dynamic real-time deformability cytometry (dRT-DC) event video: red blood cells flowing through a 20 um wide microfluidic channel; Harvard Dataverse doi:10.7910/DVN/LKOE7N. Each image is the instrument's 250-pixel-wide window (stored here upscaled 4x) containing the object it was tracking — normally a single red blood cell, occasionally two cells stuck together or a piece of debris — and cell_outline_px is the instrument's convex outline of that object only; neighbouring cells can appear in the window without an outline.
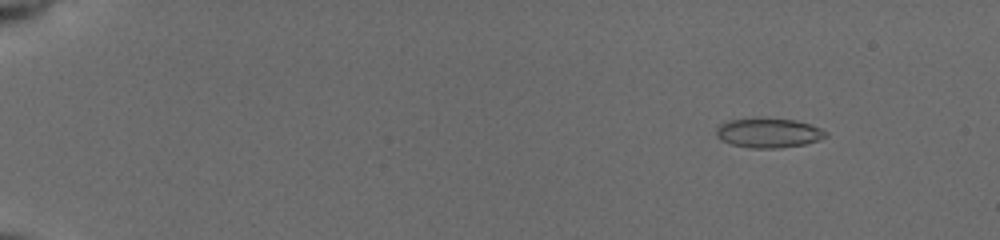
{"species": "common noctule bat (a hibernating species)", "species_latin": "Nyctalus noctula", "temperature_condition": "cold", "stored_images_in_passage": 55, "camera_frame_rate_fps": 3000, "um_per_image_px": 0.085, "animal": {"sex": "female", "body_mass_g": 19.5, "forearm_length_mm": 54.1}, "frame": {"image": 1, "passage_image": 7, "time_ms": 2.0, "image_size_px": [1000, 240], "cell_outline_px": [[828, 136], [820, 140], [804, 144], [776, 148], [752, 148], [732, 144], [720, 140], [716, 136], [716, 128], [720, 124], [728, 120], [756, 116], [764, 116], [796, 120], [812, 124], [828, 132]], "centroid_in_image_um": [65.32, 11.25], "position_along_channel_um": 19.7, "area_um2": 19.54}}
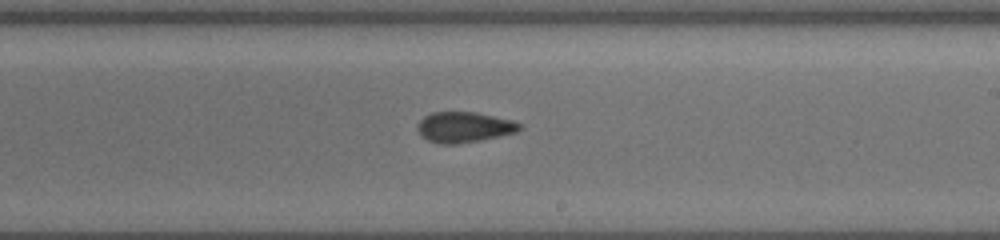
{"frame": {"image": 2, "passage_image": 35, "time_ms": 11.333, "image_size_px": [1000, 240], "cell_outline_px": [[520, 128], [516, 132], [500, 136], [480, 140], [456, 144], [440, 144], [428, 140], [420, 136], [416, 128], [420, 120], [424, 116], [432, 112], [476, 112], [512, 120], [520, 124]], "centroid_in_image_um": [39.4, 10.81], "position_along_channel_um": 249.6, "area_um2": 18.15}}
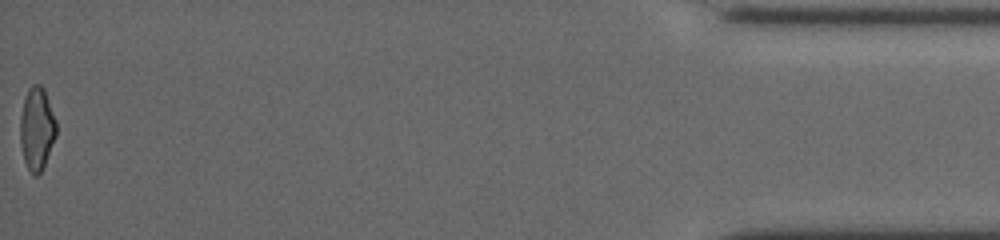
{"frame": {"image": 3, "passage_image": 55, "time_ms": 18.0, "image_size_px": [1000, 240], "cell_outline_px": [[56, 136], [44, 164], [40, 172], [36, 176], [28, 168], [24, 160], [20, 140], [20, 116], [24, 100], [28, 88], [32, 84], [40, 84], [44, 88], [56, 120]], "centroid_in_image_um": [3.13, 10.89], "position_along_channel_um": 432.1, "area_um2": 17.22}, "authors_computed_cell_mechanics": {"area_um2": 18.1492, "velocity_mm_per_s": 3.9443, "shape_relaxation_time_tau1_ms": 4.1604, "shape_relaxation_time_tau2_ms": 2.8835, "deformation_change_tau1": 0.1292, "deformation_change_tau2": 0.0958}}